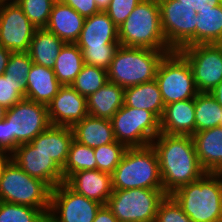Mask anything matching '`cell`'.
Returning a JSON list of instances; mask_svg holds the SVG:
<instances>
[{"instance_id": "obj_47", "label": "cell", "mask_w": 222, "mask_h": 222, "mask_svg": "<svg viewBox=\"0 0 222 222\" xmlns=\"http://www.w3.org/2000/svg\"><path fill=\"white\" fill-rule=\"evenodd\" d=\"M111 0H95L99 11L105 12Z\"/></svg>"}, {"instance_id": "obj_22", "label": "cell", "mask_w": 222, "mask_h": 222, "mask_svg": "<svg viewBox=\"0 0 222 222\" xmlns=\"http://www.w3.org/2000/svg\"><path fill=\"white\" fill-rule=\"evenodd\" d=\"M84 20L85 18L71 6L57 0L45 28L65 43H76L83 29Z\"/></svg>"}, {"instance_id": "obj_44", "label": "cell", "mask_w": 222, "mask_h": 222, "mask_svg": "<svg viewBox=\"0 0 222 222\" xmlns=\"http://www.w3.org/2000/svg\"><path fill=\"white\" fill-rule=\"evenodd\" d=\"M220 4H222V0H196L195 9L196 11L207 10L212 9Z\"/></svg>"}, {"instance_id": "obj_46", "label": "cell", "mask_w": 222, "mask_h": 222, "mask_svg": "<svg viewBox=\"0 0 222 222\" xmlns=\"http://www.w3.org/2000/svg\"><path fill=\"white\" fill-rule=\"evenodd\" d=\"M215 100L222 106V81L210 91Z\"/></svg>"}, {"instance_id": "obj_15", "label": "cell", "mask_w": 222, "mask_h": 222, "mask_svg": "<svg viewBox=\"0 0 222 222\" xmlns=\"http://www.w3.org/2000/svg\"><path fill=\"white\" fill-rule=\"evenodd\" d=\"M9 158L29 176L44 181L51 189L64 182L62 169L30 142L20 144Z\"/></svg>"}, {"instance_id": "obj_18", "label": "cell", "mask_w": 222, "mask_h": 222, "mask_svg": "<svg viewBox=\"0 0 222 222\" xmlns=\"http://www.w3.org/2000/svg\"><path fill=\"white\" fill-rule=\"evenodd\" d=\"M65 183L76 193L106 205L113 192L112 175L99 170L73 173Z\"/></svg>"}, {"instance_id": "obj_20", "label": "cell", "mask_w": 222, "mask_h": 222, "mask_svg": "<svg viewBox=\"0 0 222 222\" xmlns=\"http://www.w3.org/2000/svg\"><path fill=\"white\" fill-rule=\"evenodd\" d=\"M160 131L171 135L195 133V98L177 101L164 106Z\"/></svg>"}, {"instance_id": "obj_33", "label": "cell", "mask_w": 222, "mask_h": 222, "mask_svg": "<svg viewBox=\"0 0 222 222\" xmlns=\"http://www.w3.org/2000/svg\"><path fill=\"white\" fill-rule=\"evenodd\" d=\"M0 222H48L39 208L0 201Z\"/></svg>"}, {"instance_id": "obj_11", "label": "cell", "mask_w": 222, "mask_h": 222, "mask_svg": "<svg viewBox=\"0 0 222 222\" xmlns=\"http://www.w3.org/2000/svg\"><path fill=\"white\" fill-rule=\"evenodd\" d=\"M4 118L8 121L9 136H12V152L51 126L47 106L26 98L6 109Z\"/></svg>"}, {"instance_id": "obj_50", "label": "cell", "mask_w": 222, "mask_h": 222, "mask_svg": "<svg viewBox=\"0 0 222 222\" xmlns=\"http://www.w3.org/2000/svg\"><path fill=\"white\" fill-rule=\"evenodd\" d=\"M6 108L0 104V120H3L5 117Z\"/></svg>"}, {"instance_id": "obj_37", "label": "cell", "mask_w": 222, "mask_h": 222, "mask_svg": "<svg viewBox=\"0 0 222 222\" xmlns=\"http://www.w3.org/2000/svg\"><path fill=\"white\" fill-rule=\"evenodd\" d=\"M32 65L33 62L27 52H12L3 76L14 80H27Z\"/></svg>"}, {"instance_id": "obj_3", "label": "cell", "mask_w": 222, "mask_h": 222, "mask_svg": "<svg viewBox=\"0 0 222 222\" xmlns=\"http://www.w3.org/2000/svg\"><path fill=\"white\" fill-rule=\"evenodd\" d=\"M118 38L122 46L173 51L162 31L157 0H142L118 28Z\"/></svg>"}, {"instance_id": "obj_31", "label": "cell", "mask_w": 222, "mask_h": 222, "mask_svg": "<svg viewBox=\"0 0 222 222\" xmlns=\"http://www.w3.org/2000/svg\"><path fill=\"white\" fill-rule=\"evenodd\" d=\"M96 169L97 164L94 148L82 145L73 140L70 145L67 160L62 168L64 182L75 172Z\"/></svg>"}, {"instance_id": "obj_9", "label": "cell", "mask_w": 222, "mask_h": 222, "mask_svg": "<svg viewBox=\"0 0 222 222\" xmlns=\"http://www.w3.org/2000/svg\"><path fill=\"white\" fill-rule=\"evenodd\" d=\"M155 80L165 105L195 98L199 93L191 67L178 51H172L163 57Z\"/></svg>"}, {"instance_id": "obj_35", "label": "cell", "mask_w": 222, "mask_h": 222, "mask_svg": "<svg viewBox=\"0 0 222 222\" xmlns=\"http://www.w3.org/2000/svg\"><path fill=\"white\" fill-rule=\"evenodd\" d=\"M57 0H19L17 4L36 28H45L48 24L53 5Z\"/></svg>"}, {"instance_id": "obj_23", "label": "cell", "mask_w": 222, "mask_h": 222, "mask_svg": "<svg viewBox=\"0 0 222 222\" xmlns=\"http://www.w3.org/2000/svg\"><path fill=\"white\" fill-rule=\"evenodd\" d=\"M71 128L74 140L91 148H97L116 141L110 119L87 115Z\"/></svg>"}, {"instance_id": "obj_4", "label": "cell", "mask_w": 222, "mask_h": 222, "mask_svg": "<svg viewBox=\"0 0 222 222\" xmlns=\"http://www.w3.org/2000/svg\"><path fill=\"white\" fill-rule=\"evenodd\" d=\"M170 52L119 45L107 70L108 81L124 89L152 81L160 61Z\"/></svg>"}, {"instance_id": "obj_19", "label": "cell", "mask_w": 222, "mask_h": 222, "mask_svg": "<svg viewBox=\"0 0 222 222\" xmlns=\"http://www.w3.org/2000/svg\"><path fill=\"white\" fill-rule=\"evenodd\" d=\"M198 161L206 173H222V126L192 135Z\"/></svg>"}, {"instance_id": "obj_39", "label": "cell", "mask_w": 222, "mask_h": 222, "mask_svg": "<svg viewBox=\"0 0 222 222\" xmlns=\"http://www.w3.org/2000/svg\"><path fill=\"white\" fill-rule=\"evenodd\" d=\"M120 44H107L105 48L81 49L85 64L108 70Z\"/></svg>"}, {"instance_id": "obj_49", "label": "cell", "mask_w": 222, "mask_h": 222, "mask_svg": "<svg viewBox=\"0 0 222 222\" xmlns=\"http://www.w3.org/2000/svg\"><path fill=\"white\" fill-rule=\"evenodd\" d=\"M178 1H180L183 4L192 6V7H195V5H196V0H178Z\"/></svg>"}, {"instance_id": "obj_26", "label": "cell", "mask_w": 222, "mask_h": 222, "mask_svg": "<svg viewBox=\"0 0 222 222\" xmlns=\"http://www.w3.org/2000/svg\"><path fill=\"white\" fill-rule=\"evenodd\" d=\"M124 105L152 112L159 120L164 111V102L157 81L154 79L125 88Z\"/></svg>"}, {"instance_id": "obj_7", "label": "cell", "mask_w": 222, "mask_h": 222, "mask_svg": "<svg viewBox=\"0 0 222 222\" xmlns=\"http://www.w3.org/2000/svg\"><path fill=\"white\" fill-rule=\"evenodd\" d=\"M166 195L163 189H113L106 205L118 222H155Z\"/></svg>"}, {"instance_id": "obj_8", "label": "cell", "mask_w": 222, "mask_h": 222, "mask_svg": "<svg viewBox=\"0 0 222 222\" xmlns=\"http://www.w3.org/2000/svg\"><path fill=\"white\" fill-rule=\"evenodd\" d=\"M110 120L115 140L127 148L151 145L161 133L160 120L142 108L123 105Z\"/></svg>"}, {"instance_id": "obj_32", "label": "cell", "mask_w": 222, "mask_h": 222, "mask_svg": "<svg viewBox=\"0 0 222 222\" xmlns=\"http://www.w3.org/2000/svg\"><path fill=\"white\" fill-rule=\"evenodd\" d=\"M108 81L107 71L88 64H84L81 72L76 76L71 86L82 96L89 97Z\"/></svg>"}, {"instance_id": "obj_17", "label": "cell", "mask_w": 222, "mask_h": 222, "mask_svg": "<svg viewBox=\"0 0 222 222\" xmlns=\"http://www.w3.org/2000/svg\"><path fill=\"white\" fill-rule=\"evenodd\" d=\"M75 44L80 49L105 48L107 44H119L118 27L106 12L100 11L85 18Z\"/></svg>"}, {"instance_id": "obj_10", "label": "cell", "mask_w": 222, "mask_h": 222, "mask_svg": "<svg viewBox=\"0 0 222 222\" xmlns=\"http://www.w3.org/2000/svg\"><path fill=\"white\" fill-rule=\"evenodd\" d=\"M160 8L161 26L167 45L178 51L196 45L195 7L178 0H157Z\"/></svg>"}, {"instance_id": "obj_36", "label": "cell", "mask_w": 222, "mask_h": 222, "mask_svg": "<svg viewBox=\"0 0 222 222\" xmlns=\"http://www.w3.org/2000/svg\"><path fill=\"white\" fill-rule=\"evenodd\" d=\"M26 81L0 76V104L6 109L12 107L26 96Z\"/></svg>"}, {"instance_id": "obj_6", "label": "cell", "mask_w": 222, "mask_h": 222, "mask_svg": "<svg viewBox=\"0 0 222 222\" xmlns=\"http://www.w3.org/2000/svg\"><path fill=\"white\" fill-rule=\"evenodd\" d=\"M51 188L33 178L10 158L0 171V201L41 209L47 216L50 210Z\"/></svg>"}, {"instance_id": "obj_52", "label": "cell", "mask_w": 222, "mask_h": 222, "mask_svg": "<svg viewBox=\"0 0 222 222\" xmlns=\"http://www.w3.org/2000/svg\"><path fill=\"white\" fill-rule=\"evenodd\" d=\"M220 126H222V115L220 117Z\"/></svg>"}, {"instance_id": "obj_14", "label": "cell", "mask_w": 222, "mask_h": 222, "mask_svg": "<svg viewBox=\"0 0 222 222\" xmlns=\"http://www.w3.org/2000/svg\"><path fill=\"white\" fill-rule=\"evenodd\" d=\"M36 27L17 3L0 4V45L11 52H27Z\"/></svg>"}, {"instance_id": "obj_43", "label": "cell", "mask_w": 222, "mask_h": 222, "mask_svg": "<svg viewBox=\"0 0 222 222\" xmlns=\"http://www.w3.org/2000/svg\"><path fill=\"white\" fill-rule=\"evenodd\" d=\"M93 222H118V220L107 205H103L98 210Z\"/></svg>"}, {"instance_id": "obj_51", "label": "cell", "mask_w": 222, "mask_h": 222, "mask_svg": "<svg viewBox=\"0 0 222 222\" xmlns=\"http://www.w3.org/2000/svg\"><path fill=\"white\" fill-rule=\"evenodd\" d=\"M19 0H4L5 3H17Z\"/></svg>"}, {"instance_id": "obj_21", "label": "cell", "mask_w": 222, "mask_h": 222, "mask_svg": "<svg viewBox=\"0 0 222 222\" xmlns=\"http://www.w3.org/2000/svg\"><path fill=\"white\" fill-rule=\"evenodd\" d=\"M74 140L73 130L69 126H50L37 135L30 143L50 156L62 169L67 160L70 145Z\"/></svg>"}, {"instance_id": "obj_34", "label": "cell", "mask_w": 222, "mask_h": 222, "mask_svg": "<svg viewBox=\"0 0 222 222\" xmlns=\"http://www.w3.org/2000/svg\"><path fill=\"white\" fill-rule=\"evenodd\" d=\"M127 147L117 141L94 148L97 170L113 174Z\"/></svg>"}, {"instance_id": "obj_25", "label": "cell", "mask_w": 222, "mask_h": 222, "mask_svg": "<svg viewBox=\"0 0 222 222\" xmlns=\"http://www.w3.org/2000/svg\"><path fill=\"white\" fill-rule=\"evenodd\" d=\"M124 88L107 81L96 92L87 97L88 115L111 119L124 105Z\"/></svg>"}, {"instance_id": "obj_1", "label": "cell", "mask_w": 222, "mask_h": 222, "mask_svg": "<svg viewBox=\"0 0 222 222\" xmlns=\"http://www.w3.org/2000/svg\"><path fill=\"white\" fill-rule=\"evenodd\" d=\"M151 145L158 157L162 186L167 195L206 173L198 161L192 136L161 132Z\"/></svg>"}, {"instance_id": "obj_42", "label": "cell", "mask_w": 222, "mask_h": 222, "mask_svg": "<svg viewBox=\"0 0 222 222\" xmlns=\"http://www.w3.org/2000/svg\"><path fill=\"white\" fill-rule=\"evenodd\" d=\"M0 151L8 156L12 153V136H9L8 121L0 120Z\"/></svg>"}, {"instance_id": "obj_28", "label": "cell", "mask_w": 222, "mask_h": 222, "mask_svg": "<svg viewBox=\"0 0 222 222\" xmlns=\"http://www.w3.org/2000/svg\"><path fill=\"white\" fill-rule=\"evenodd\" d=\"M85 62L81 49L75 43H65L53 67L55 76L62 86L73 83Z\"/></svg>"}, {"instance_id": "obj_40", "label": "cell", "mask_w": 222, "mask_h": 222, "mask_svg": "<svg viewBox=\"0 0 222 222\" xmlns=\"http://www.w3.org/2000/svg\"><path fill=\"white\" fill-rule=\"evenodd\" d=\"M142 0H111L106 13L119 28Z\"/></svg>"}, {"instance_id": "obj_38", "label": "cell", "mask_w": 222, "mask_h": 222, "mask_svg": "<svg viewBox=\"0 0 222 222\" xmlns=\"http://www.w3.org/2000/svg\"><path fill=\"white\" fill-rule=\"evenodd\" d=\"M155 222H193L171 195L161 201Z\"/></svg>"}, {"instance_id": "obj_13", "label": "cell", "mask_w": 222, "mask_h": 222, "mask_svg": "<svg viewBox=\"0 0 222 222\" xmlns=\"http://www.w3.org/2000/svg\"><path fill=\"white\" fill-rule=\"evenodd\" d=\"M103 205L76 193L65 182L51 190L48 222H93Z\"/></svg>"}, {"instance_id": "obj_29", "label": "cell", "mask_w": 222, "mask_h": 222, "mask_svg": "<svg viewBox=\"0 0 222 222\" xmlns=\"http://www.w3.org/2000/svg\"><path fill=\"white\" fill-rule=\"evenodd\" d=\"M196 12V45L222 44V4Z\"/></svg>"}, {"instance_id": "obj_27", "label": "cell", "mask_w": 222, "mask_h": 222, "mask_svg": "<svg viewBox=\"0 0 222 222\" xmlns=\"http://www.w3.org/2000/svg\"><path fill=\"white\" fill-rule=\"evenodd\" d=\"M65 42L46 28H37L27 53L34 64L52 68Z\"/></svg>"}, {"instance_id": "obj_30", "label": "cell", "mask_w": 222, "mask_h": 222, "mask_svg": "<svg viewBox=\"0 0 222 222\" xmlns=\"http://www.w3.org/2000/svg\"><path fill=\"white\" fill-rule=\"evenodd\" d=\"M222 106L210 92H199L195 97V132L220 126Z\"/></svg>"}, {"instance_id": "obj_12", "label": "cell", "mask_w": 222, "mask_h": 222, "mask_svg": "<svg viewBox=\"0 0 222 222\" xmlns=\"http://www.w3.org/2000/svg\"><path fill=\"white\" fill-rule=\"evenodd\" d=\"M178 52L188 61L198 92H210L222 81V44H197Z\"/></svg>"}, {"instance_id": "obj_2", "label": "cell", "mask_w": 222, "mask_h": 222, "mask_svg": "<svg viewBox=\"0 0 222 222\" xmlns=\"http://www.w3.org/2000/svg\"><path fill=\"white\" fill-rule=\"evenodd\" d=\"M171 196L193 222H222V173H205Z\"/></svg>"}, {"instance_id": "obj_45", "label": "cell", "mask_w": 222, "mask_h": 222, "mask_svg": "<svg viewBox=\"0 0 222 222\" xmlns=\"http://www.w3.org/2000/svg\"><path fill=\"white\" fill-rule=\"evenodd\" d=\"M11 51L0 45V76L5 73Z\"/></svg>"}, {"instance_id": "obj_24", "label": "cell", "mask_w": 222, "mask_h": 222, "mask_svg": "<svg viewBox=\"0 0 222 222\" xmlns=\"http://www.w3.org/2000/svg\"><path fill=\"white\" fill-rule=\"evenodd\" d=\"M62 85L52 68L32 65L26 81V99L48 105Z\"/></svg>"}, {"instance_id": "obj_41", "label": "cell", "mask_w": 222, "mask_h": 222, "mask_svg": "<svg viewBox=\"0 0 222 222\" xmlns=\"http://www.w3.org/2000/svg\"><path fill=\"white\" fill-rule=\"evenodd\" d=\"M64 4L71 6L84 18L91 17L93 14L99 13L95 0H61Z\"/></svg>"}, {"instance_id": "obj_48", "label": "cell", "mask_w": 222, "mask_h": 222, "mask_svg": "<svg viewBox=\"0 0 222 222\" xmlns=\"http://www.w3.org/2000/svg\"><path fill=\"white\" fill-rule=\"evenodd\" d=\"M9 159V156L5 154L3 151H0V171L3 164Z\"/></svg>"}, {"instance_id": "obj_16", "label": "cell", "mask_w": 222, "mask_h": 222, "mask_svg": "<svg viewBox=\"0 0 222 222\" xmlns=\"http://www.w3.org/2000/svg\"><path fill=\"white\" fill-rule=\"evenodd\" d=\"M47 109L52 126L72 127L88 115L87 98L71 85L61 86Z\"/></svg>"}, {"instance_id": "obj_5", "label": "cell", "mask_w": 222, "mask_h": 222, "mask_svg": "<svg viewBox=\"0 0 222 222\" xmlns=\"http://www.w3.org/2000/svg\"><path fill=\"white\" fill-rule=\"evenodd\" d=\"M112 188L163 189L158 157L152 145L127 148L112 174Z\"/></svg>"}]
</instances>
